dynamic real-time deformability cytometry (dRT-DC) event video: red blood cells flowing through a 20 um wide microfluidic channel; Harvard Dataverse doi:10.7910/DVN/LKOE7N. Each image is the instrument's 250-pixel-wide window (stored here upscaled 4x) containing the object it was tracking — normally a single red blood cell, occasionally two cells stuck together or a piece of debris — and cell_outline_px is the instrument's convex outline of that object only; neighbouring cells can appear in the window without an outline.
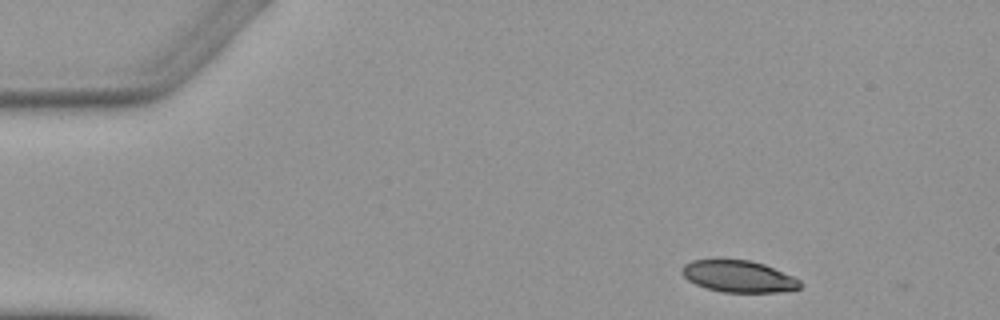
{"species": "Egyptian fruit bat (a non-hibernating species)", "species_latin": "Rousettus aegyptiacus", "temperature_condition": "warm", "stored_images_in_passage": 4, "camera_frame_rate_fps": 3000, "um_per_image_px": 0.085, "animal": {"sex": "female"}, "frame": {"image": 1, "passage_image": 1, "time_ms": 0.0, "image_size_px": [1000, 320], "cell_outline_px": [[804, 284], [800, 288], [776, 292], [724, 292], [704, 288], [688, 280], [680, 272], [680, 268], [684, 264], [692, 260], [716, 256], [748, 260], [764, 264], [792, 276], [800, 280]], "centroid_in_image_um": [62.69, 23.44], "position_along_channel_um": 22.3, "area_um2": 22.6}}
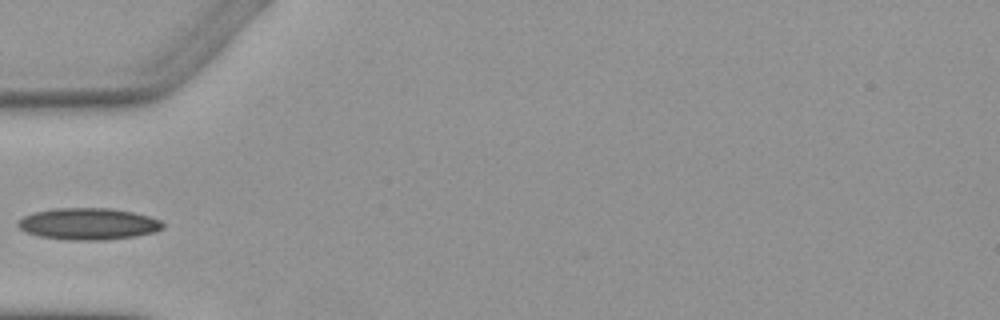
{"frame": {"image": 2, "passage_image": 4, "time_ms": 3.667, "image_size_px": [1000, 320], "cell_outline_px": [[164, 228], [156, 232], [136, 236], [104, 240], [64, 240], [40, 236], [28, 232], [20, 228], [16, 224], [16, 220], [32, 212], [56, 208], [112, 208], [132, 212], [148, 216], [160, 220], [164, 224]], "centroid_in_image_um": [7.51, 19.03], "position_along_channel_um": 77.5, "area_um2": 26.93}}